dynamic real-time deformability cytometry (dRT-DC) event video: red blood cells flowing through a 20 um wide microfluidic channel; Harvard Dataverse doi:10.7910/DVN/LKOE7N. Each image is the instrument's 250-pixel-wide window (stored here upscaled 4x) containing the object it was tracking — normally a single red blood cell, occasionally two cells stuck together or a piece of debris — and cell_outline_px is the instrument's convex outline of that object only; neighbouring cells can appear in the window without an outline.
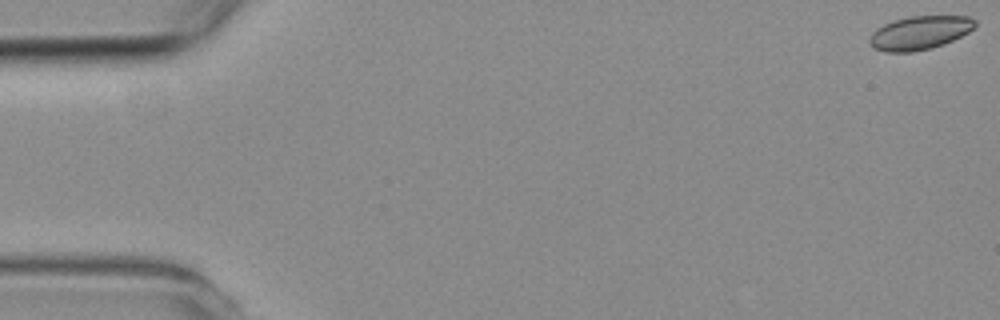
{"species": "common noctule bat (a hibernating species)", "species_latin": "Nyctalus noctula", "temperature_condition": "room temperature", "stored_images_in_passage": 3, "camera_frame_rate_fps": 3000, "um_per_image_px": 0.085, "animal": {"sex": "female", "body_mass_g": 19.3, "forearm_length_mm": 54.1}, "frame": {"image": 1, "passage_image": 1, "time_ms": 0.0, "image_size_px": [1000, 320], "cell_outline_px": [[976, 24], [968, 32], [944, 44], [932, 48], [912, 52], [884, 52], [868, 44], [868, 40], [872, 32], [876, 28], [884, 24], [896, 20], [912, 16], [968, 16], [976, 20]], "centroid_in_image_um": [78.15, 2.79], "position_along_channel_um": 6.9, "area_um2": 20.58}}